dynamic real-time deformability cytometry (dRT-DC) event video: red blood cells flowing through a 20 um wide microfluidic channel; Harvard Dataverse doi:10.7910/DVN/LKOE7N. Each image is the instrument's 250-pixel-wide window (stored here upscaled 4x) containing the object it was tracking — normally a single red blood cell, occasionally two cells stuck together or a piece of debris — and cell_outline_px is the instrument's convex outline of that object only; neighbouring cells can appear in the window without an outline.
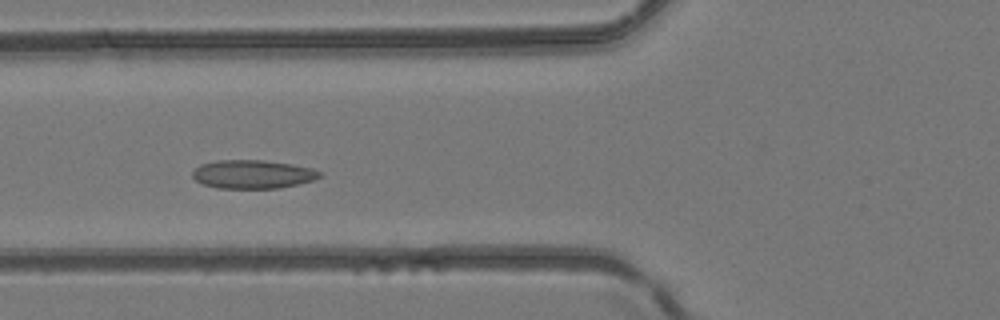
{"species": "common noctule bat (a hibernating species)", "species_latin": "Nyctalus noctula", "temperature_condition": "room temperature", "stored_images_in_passage": 46, "camera_frame_rate_fps": 3000, "um_per_image_px": 0.085, "animal": {"sex": "female", "body_mass_g": 24.6, "forearm_length_mm": 56.2}, "frame": {"image": 1, "passage_image": 16, "time_ms": 5.0, "image_size_px": [1000, 320], "cell_outline_px": [[324, 172], [320, 176], [312, 180], [280, 188], [216, 188], [204, 184], [196, 180], [192, 176], [192, 172], [200, 164], [216, 160], [264, 160], [292, 164], [312, 168]], "centroid_in_image_um": [21.48, 14.8], "position_along_channel_um": 104.3, "area_um2": 21.15}}
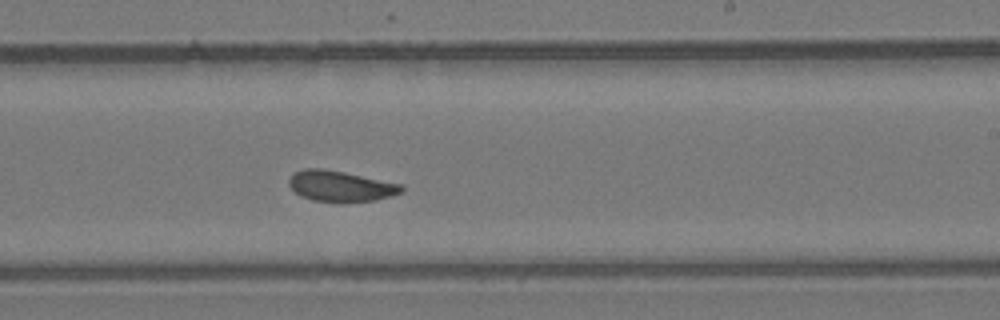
{"frame": {"image": 2, "passage_image": 27, "time_ms": 8.667, "image_size_px": [1000, 320], "cell_outline_px": [[404, 192], [392, 196], [376, 200], [312, 200], [300, 196], [288, 184], [288, 180], [292, 172], [304, 168], [324, 168], [344, 172], [400, 184], [404, 188]], "centroid_in_image_um": [28.91, 15.78], "position_along_channel_um": 260.1, "area_um2": 19.77}}
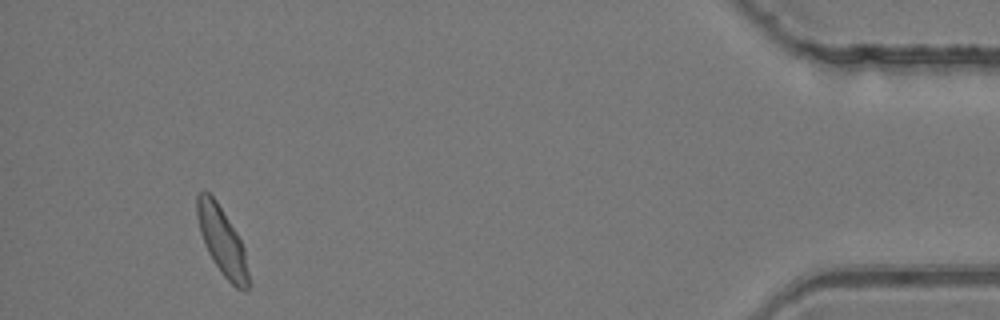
{"frame": {"image": 3, "passage_image": 43, "time_ms": 14.0, "image_size_px": [1000, 320], "cell_outline_px": [[248, 292], [244, 292], [236, 288], [220, 272], [212, 260], [208, 252], [200, 232], [196, 216], [196, 196], [204, 188], [216, 200], [236, 232], [244, 248], [248, 272]], "centroid_in_image_um": [18.85, 20.48], "position_along_channel_um": 416.3, "area_um2": 20.29}}